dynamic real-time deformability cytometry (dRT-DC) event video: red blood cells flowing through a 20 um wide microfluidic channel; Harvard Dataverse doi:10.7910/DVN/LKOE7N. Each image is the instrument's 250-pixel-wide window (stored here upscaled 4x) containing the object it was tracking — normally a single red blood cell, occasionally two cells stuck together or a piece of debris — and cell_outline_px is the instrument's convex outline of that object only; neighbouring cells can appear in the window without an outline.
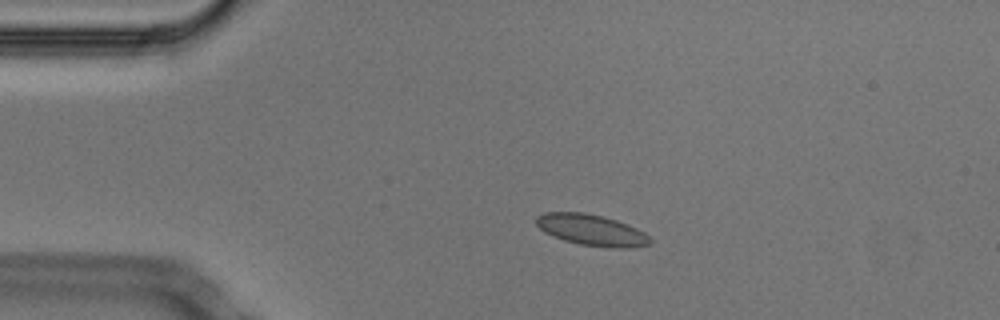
{"species": "Egyptian fruit bat (a non-hibernating species)", "species_latin": "Rousettus aegyptiacus", "temperature_condition": "cold", "stored_images_in_passage": 46, "camera_frame_rate_fps": 3000, "um_per_image_px": 0.085, "animal": {"sex": "male"}, "frame": {"image": 1, "passage_image": 10, "time_ms": 3.0, "image_size_px": [1000, 320], "cell_outline_px": [[652, 240], [648, 244], [632, 248], [608, 248], [580, 244], [564, 240], [544, 232], [536, 224], [536, 216], [544, 212], [584, 212], [616, 220], [628, 224], [644, 232]], "centroid_in_image_um": [50.28, 19.55], "position_along_channel_um": 34.7, "area_um2": 20.63}}
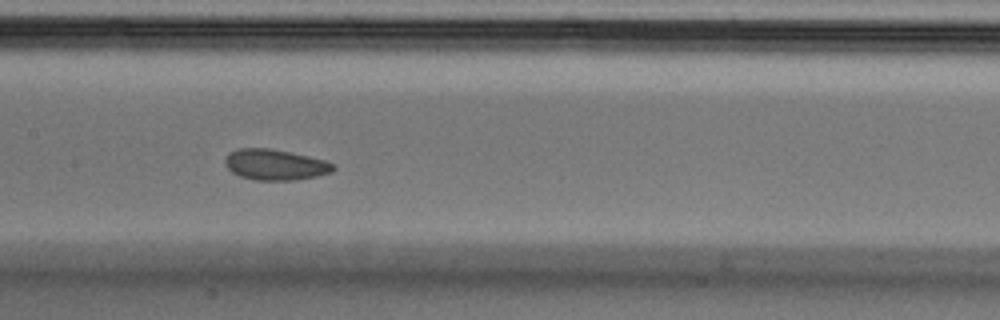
{"frame": {"image": 2, "passage_image": 25, "time_ms": 8.0, "image_size_px": [1000, 320], "cell_outline_px": [[336, 168], [332, 172], [316, 176], [296, 180], [256, 180], [240, 176], [232, 172], [224, 164], [224, 160], [228, 152], [236, 148], [272, 148], [292, 152], [324, 160], [336, 164]], "centroid_in_image_um": [23.38, 13.98], "position_along_channel_um": 184.0, "area_um2": 19.65}}
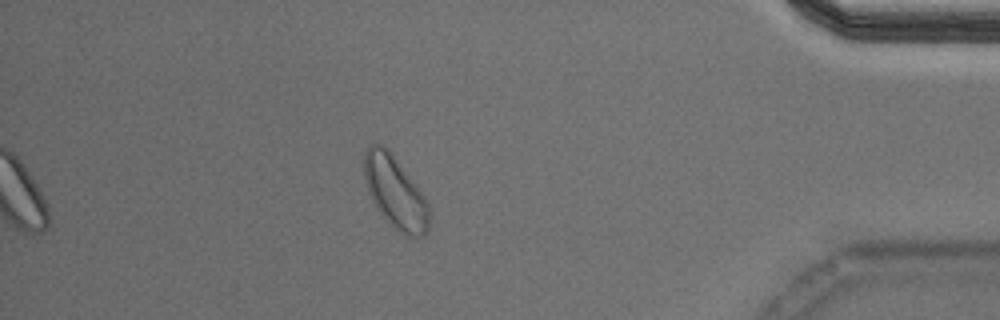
{"frame": {"image": 3, "passage_image": 46, "time_ms": 15.0, "image_size_px": [1000, 320], "cell_outline_px": [[428, 232], [424, 236], [404, 236], [376, 208], [368, 192], [364, 180], [364, 152], [368, 144], [380, 144], [388, 148], [428, 200]], "centroid_in_image_um": [33.58, 16.31], "position_along_channel_um": 401.6, "area_um2": 27.22}, "authors_computed_cell_mechanics": {"area_um2": 19.9988, "velocity_mm_per_s": 3.7058, "shape_relaxation_time_tau1_ms": 6.8134, "shape_relaxation_time_tau2_ms": 1.7018, "deformation_change_tau1": 0.085, "deformation_change_tau2": 0.042}}